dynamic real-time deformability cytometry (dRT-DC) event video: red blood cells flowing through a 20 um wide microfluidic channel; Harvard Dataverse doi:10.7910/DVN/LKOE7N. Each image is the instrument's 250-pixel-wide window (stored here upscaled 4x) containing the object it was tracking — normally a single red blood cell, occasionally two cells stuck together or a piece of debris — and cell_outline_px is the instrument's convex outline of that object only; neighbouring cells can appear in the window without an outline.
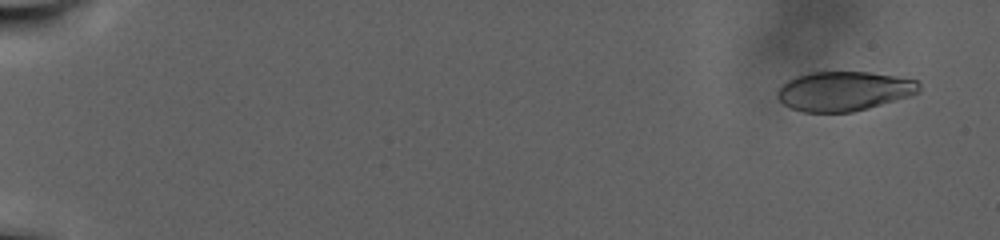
{"species": "human", "species_latin": "Homo sapiens", "temperature_condition": "warm", "stored_images_in_passage": 105, "camera_frame_rate_fps": 3000, "um_per_image_px": 0.085, "donor": {"sex": "male"}, "frame": {"image": 1, "passage_image": 7, "time_ms": 2.0, "image_size_px": [1000, 240], "cell_outline_px": [[920, 92], [908, 96], [868, 108], [852, 112], [804, 112], [792, 108], [784, 104], [776, 96], [776, 92], [788, 80], [796, 76], [808, 72], [868, 72], [916, 80], [920, 84]], "centroid_in_image_um": [71.71, 7.74], "position_along_channel_um": 13.3, "area_um2": 32.31}}
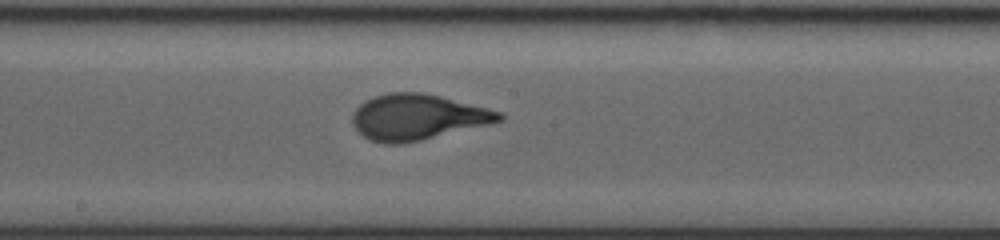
{"frame": {"image": 2, "passage_image": 62, "time_ms": 20.333, "image_size_px": [1000, 240], "cell_outline_px": [[504, 120], [492, 124], [420, 140], [400, 144], [384, 144], [368, 140], [352, 124], [352, 112], [364, 100], [388, 92], [424, 92], [440, 96], [500, 112], [504, 116]], "centroid_in_image_um": [35.46, 9.96], "position_along_channel_um": 212.7, "area_um2": 39.07}}
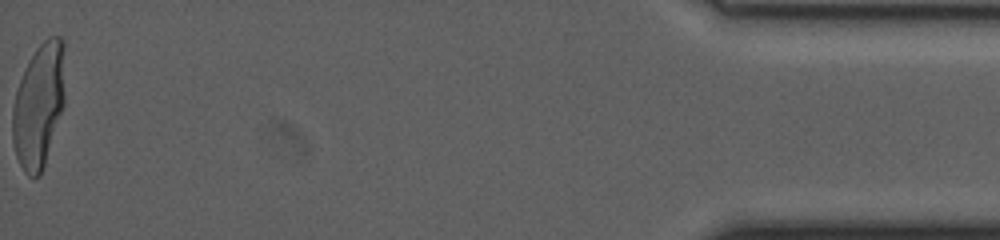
{"frame": {"image": 3, "passage_image": 105, "time_ms": 34.667, "image_size_px": [1000, 240], "cell_outline_px": [[64, 104], [40, 176], [28, 176], [24, 172], [16, 156], [12, 140], [12, 108], [16, 92], [24, 68], [28, 60], [36, 48], [48, 36], [60, 36], [64, 40]], "centroid_in_image_um": [3.29, 8.91], "position_along_channel_um": 431.9, "area_um2": 37.97}, "authors_computed_cell_mechanics": {"area_um2": 36.992, "velocity_mm_per_s": 2.1037, "shape_relaxation_time_tau1_ms": 9.1216, "shape_relaxation_time_tau2_ms": null, "deformation_change_tau1": 0.2676, "deformation_change_tau2": null}}